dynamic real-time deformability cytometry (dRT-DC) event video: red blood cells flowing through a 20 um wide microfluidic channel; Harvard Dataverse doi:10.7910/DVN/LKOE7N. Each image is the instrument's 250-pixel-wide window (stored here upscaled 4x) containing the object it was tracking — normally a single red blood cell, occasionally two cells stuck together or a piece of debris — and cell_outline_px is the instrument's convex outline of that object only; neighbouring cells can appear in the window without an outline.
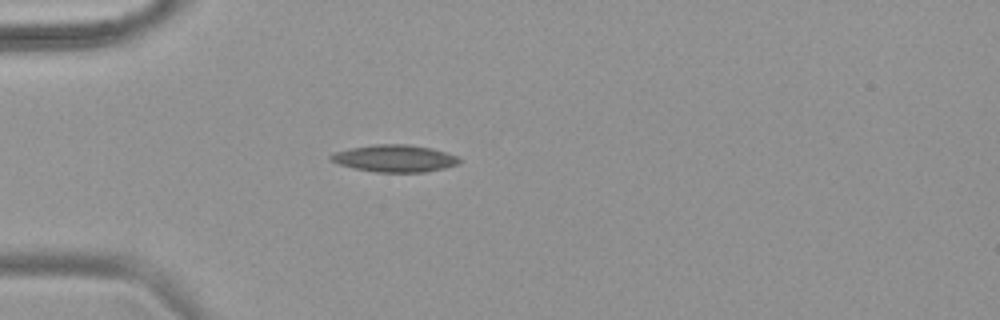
{"species": "common noctule bat (a hibernating species)", "species_latin": "Nyctalus noctula", "temperature_condition": "warm", "stored_images_in_passage": 41, "camera_frame_rate_fps": 3000, "um_per_image_px": 0.085, "animal": {"sex": "female", "body_mass_g": 18.4}, "frame": {"image": 1, "passage_image": 7, "time_ms": 2.0, "image_size_px": [1000, 320], "cell_outline_px": [[460, 160], [456, 164], [444, 168], [424, 172], [376, 172], [356, 168], [340, 164], [332, 160], [328, 156], [336, 152], [352, 148], [376, 144], [404, 144], [428, 148], [444, 152], [456, 156]], "centroid_in_image_um": [33.53, 13.47], "position_along_channel_um": 51.5, "area_um2": 19.71}}
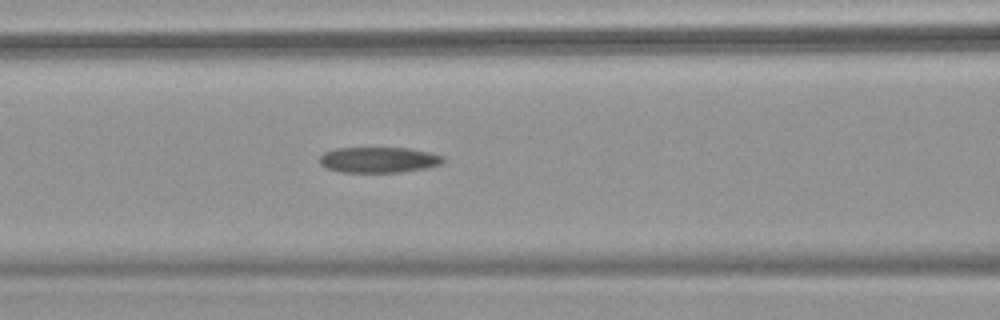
{"frame": {"image": 2, "passage_image": 15, "time_ms": 4.667, "image_size_px": [1000, 320], "cell_outline_px": [[444, 160], [440, 164], [424, 168], [400, 172], [340, 172], [328, 168], [320, 164], [320, 156], [324, 152], [336, 148], [408, 148], [428, 152], [444, 156]], "centroid_in_image_um": [32.17, 13.58], "position_along_channel_um": 134.4, "area_um2": 18.32}}
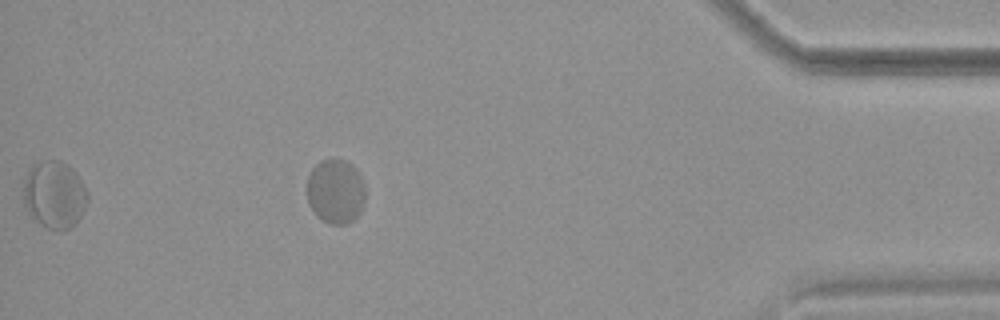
{"frame": {"image": 3, "passage_image": 41, "time_ms": 13.333, "image_size_px": [1000, 320], "cell_outline_px": [[364, 204], [360, 212], [352, 220], [344, 224], [328, 224], [316, 216], [308, 204], [308, 176], [312, 168], [320, 160], [344, 160], [352, 164], [356, 168], [364, 184]], "centroid_in_image_um": [28.52, 16.28], "position_along_channel_um": 406.7, "area_um2": 21.91}}